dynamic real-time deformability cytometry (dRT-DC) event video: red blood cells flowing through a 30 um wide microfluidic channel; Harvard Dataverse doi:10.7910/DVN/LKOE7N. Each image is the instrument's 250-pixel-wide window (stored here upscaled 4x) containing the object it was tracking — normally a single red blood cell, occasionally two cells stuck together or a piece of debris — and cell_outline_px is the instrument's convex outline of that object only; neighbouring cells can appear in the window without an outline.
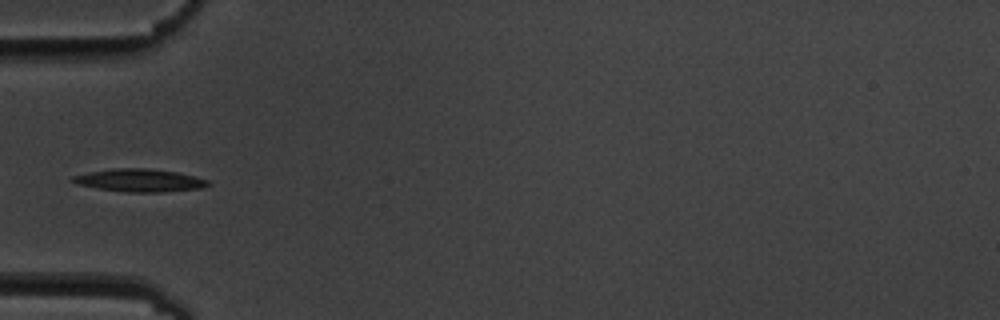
{"species": "common noctule bat (a hibernating species)", "species_latin": "Nyctalus noctula", "temperature_condition": "cold", "stored_images_in_passage": 10, "camera_frame_rate_fps": 3000, "um_per_image_px": 0.085, "animal": {"sex": "male", "body_mass_g": 19.5, "forearm_length_mm": 54.6}, "frame": {"image": 1, "passage_image": 5, "time_ms": 4.667, "image_size_px": [1000, 320], "cell_outline_px": [[212, 184], [204, 188], [164, 192], [128, 192], [96, 188], [76, 184], [68, 180], [72, 176], [88, 172], [112, 168], [144, 168], [176, 172], [196, 176], [208, 180]], "centroid_in_image_um": [11.86, 15.33], "position_along_channel_um": 73.1, "area_um2": 18.21}}
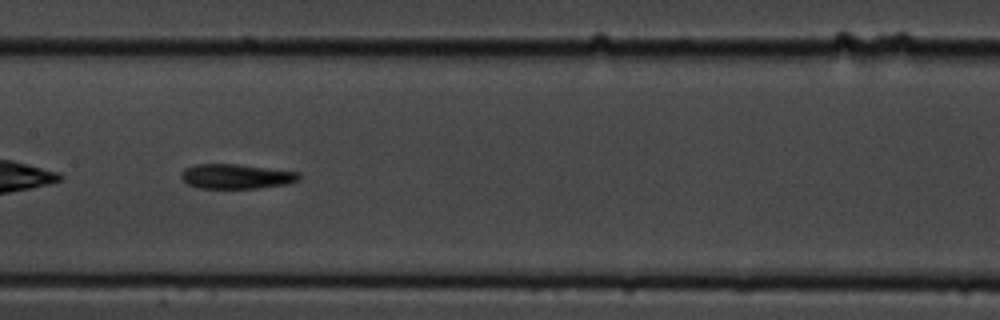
{"frame": {"image": 2, "passage_image": 8, "time_ms": 8.0, "image_size_px": [1000, 320], "cell_outline_px": [[300, 180], [288, 184], [256, 188], [196, 188], [188, 184], [180, 176], [180, 172], [184, 168], [196, 164], [236, 164], [300, 172]], "centroid_in_image_um": [20.07, 14.99], "position_along_channel_um": 187.3, "area_um2": 17.05}}
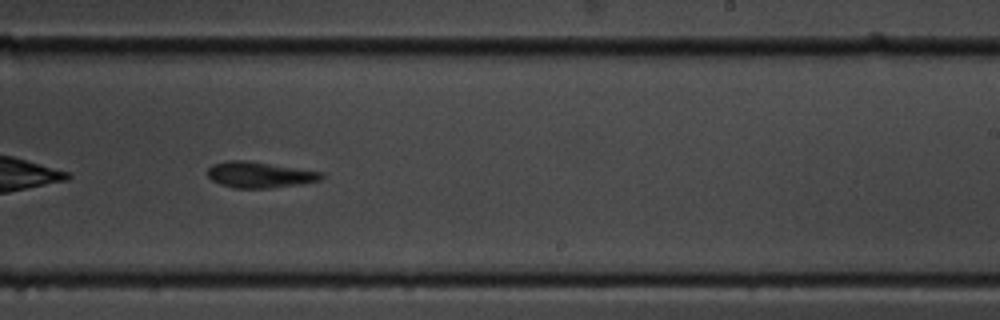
{"frame": {"image": 3, "passage_image": 10, "time_ms": 10.333, "image_size_px": [1000, 320], "cell_outline_px": [[324, 176], [320, 180], [304, 184], [268, 188], [236, 188], [220, 184], [212, 180], [208, 176], [208, 168], [212, 164], [228, 160], [244, 160], [324, 172]], "centroid_in_image_um": [22.08, 14.86], "position_along_channel_um": 266.9, "area_um2": 17.22}}